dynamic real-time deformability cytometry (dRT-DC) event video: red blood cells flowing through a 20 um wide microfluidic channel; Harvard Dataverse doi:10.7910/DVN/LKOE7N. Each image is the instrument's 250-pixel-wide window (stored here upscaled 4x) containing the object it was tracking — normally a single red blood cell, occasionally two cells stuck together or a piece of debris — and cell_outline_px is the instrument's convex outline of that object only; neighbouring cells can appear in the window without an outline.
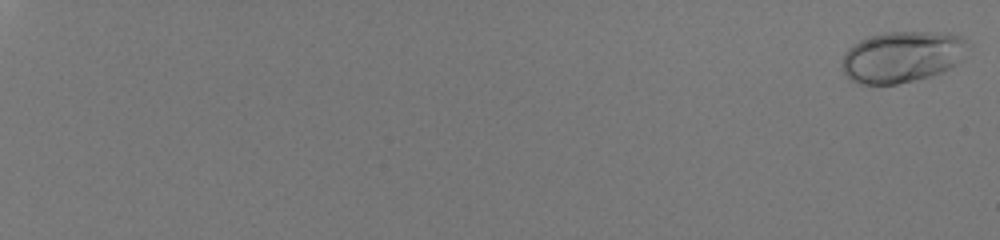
{"species": "human", "species_latin": "Homo sapiens", "temperature_condition": "room temperature", "stored_images_in_passage": 57, "camera_frame_rate_fps": 3000, "um_per_image_px": 0.085, "donor": {"sex": "male"}, "frame": {"image": 1, "passage_image": 1, "time_ms": 0.0, "image_size_px": [1000, 240], "cell_outline_px": [[972, 44], [964, 56], [956, 64], [944, 72], [896, 84], [860, 84], [852, 80], [844, 72], [844, 56], [848, 48], [860, 40], [884, 32], [948, 32], [960, 36], [968, 40]], "centroid_in_image_um": [76.77, 4.8], "position_along_channel_um": 8.2, "area_um2": 37.57}}
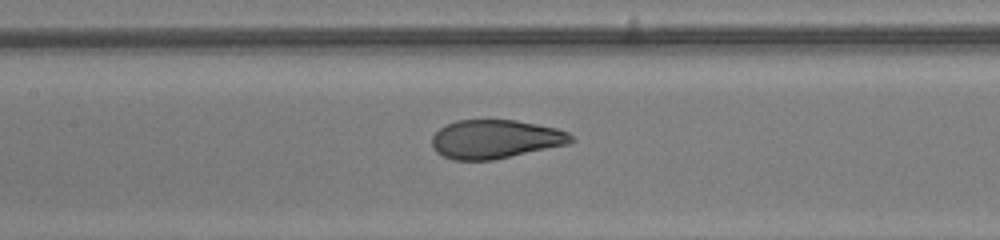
{"frame": {"image": 2, "passage_image": 34, "time_ms": 11.0, "image_size_px": [1000, 240], "cell_outline_px": [[576, 140], [568, 144], [492, 160], [452, 160], [436, 152], [432, 148], [432, 136], [440, 128], [456, 120], [516, 120], [556, 128], [568, 132]], "centroid_in_image_um": [42.09, 11.83], "position_along_channel_um": 165.3, "area_um2": 31.33}}
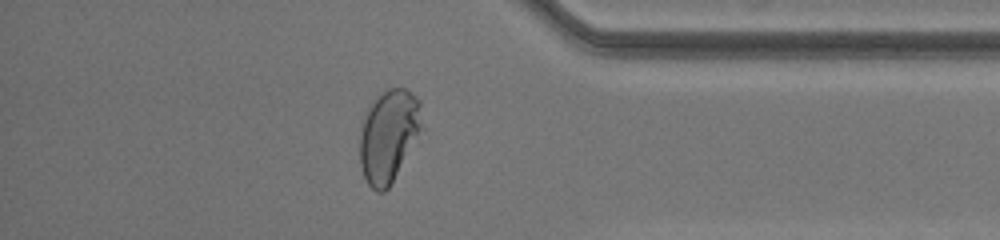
{"frame": {"image": 3, "passage_image": 52, "time_ms": 17.0, "image_size_px": [1000, 240], "cell_outline_px": [[424, 128], [388, 188], [384, 192], [376, 192], [368, 184], [364, 176], [360, 164], [360, 132], [364, 112], [368, 104], [380, 92], [388, 88], [404, 88], [412, 92], [420, 100]], "centroid_in_image_um": [33.04, 11.49], "position_along_channel_um": 402.2, "area_um2": 34.1}, "authors_computed_cell_mechanics": {"area_um2": 32.1946, "velocity_mm_per_s": 4.0972, "shape_relaxation_time_tau1_ms": 8.9293, "shape_relaxation_time_tau2_ms": null, "deformation_change_tau1": 0.3253, "deformation_change_tau2": null}}